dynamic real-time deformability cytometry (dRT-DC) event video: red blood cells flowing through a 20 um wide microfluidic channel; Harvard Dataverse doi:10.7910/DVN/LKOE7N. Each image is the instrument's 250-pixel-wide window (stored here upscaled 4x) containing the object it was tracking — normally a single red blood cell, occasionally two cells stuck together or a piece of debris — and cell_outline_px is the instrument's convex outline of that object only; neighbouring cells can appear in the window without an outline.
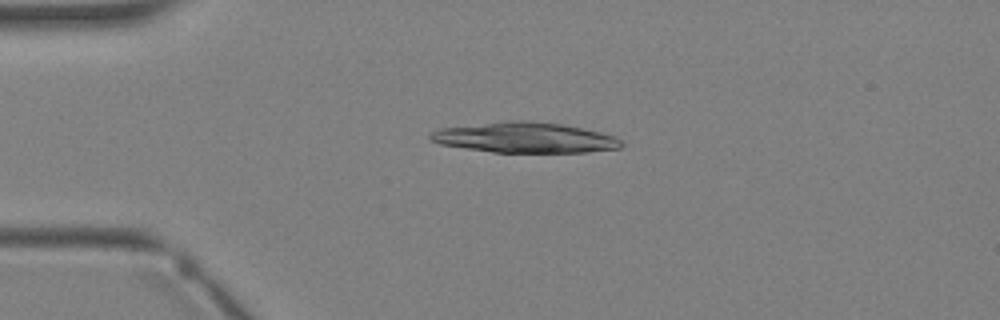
{"species": "Egyptian fruit bat (a non-hibernating species)", "species_latin": "Rousettus aegyptiacus", "temperature_condition": "warm", "stored_images_in_passage": 3, "camera_frame_rate_fps": 3000, "um_per_image_px": 0.085, "animal": {"sex": "female"}, "frame": {"image": 1, "passage_image": 3, "time_ms": 2.333, "image_size_px": [1000, 320], "cell_outline_px": [[624, 144], [620, 148], [588, 152], [492, 152], [440, 144], [432, 140], [428, 136], [432, 132], [440, 128], [508, 120], [528, 120], [560, 124], [600, 132], [616, 136]], "centroid_in_image_um": [44.63, 11.69], "position_along_channel_um": 40.4, "area_um2": 33.7}}